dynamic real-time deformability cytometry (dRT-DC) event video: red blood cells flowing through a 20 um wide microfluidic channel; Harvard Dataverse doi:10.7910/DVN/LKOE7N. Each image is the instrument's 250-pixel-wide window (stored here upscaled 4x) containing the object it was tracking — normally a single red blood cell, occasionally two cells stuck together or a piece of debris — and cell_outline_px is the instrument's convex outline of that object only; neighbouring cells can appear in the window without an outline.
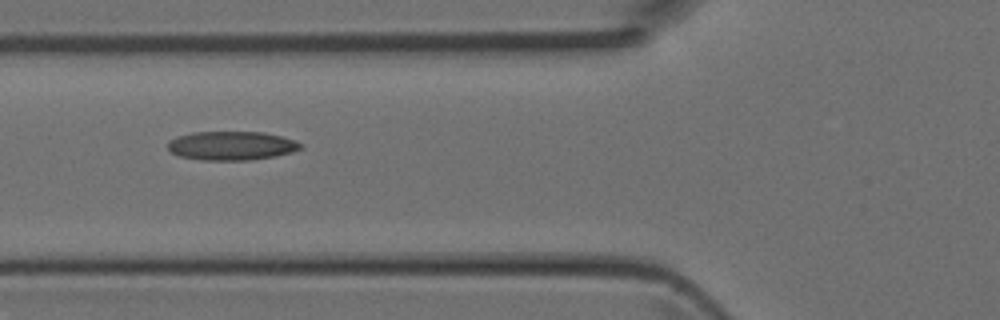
{"species": "Egyptian fruit bat (a non-hibernating species)", "species_latin": "Rousettus aegyptiacus", "temperature_condition": "room temperature", "stored_images_in_passage": 2, "camera_frame_rate_fps": 3000, "um_per_image_px": 0.085, "animal": {"sex": "female"}, "frame": {"image": 1, "passage_image": 2, "time_ms": 0.333, "image_size_px": [1000, 320], "cell_outline_px": [[300, 148], [292, 152], [276, 156], [248, 160], [204, 160], [180, 156], [172, 152], [168, 148], [168, 144], [176, 136], [192, 132], [264, 132], [280, 136], [292, 140], [300, 144]], "centroid_in_image_um": [19.65, 12.38], "position_along_channel_um": 106.1, "area_um2": 22.02}}